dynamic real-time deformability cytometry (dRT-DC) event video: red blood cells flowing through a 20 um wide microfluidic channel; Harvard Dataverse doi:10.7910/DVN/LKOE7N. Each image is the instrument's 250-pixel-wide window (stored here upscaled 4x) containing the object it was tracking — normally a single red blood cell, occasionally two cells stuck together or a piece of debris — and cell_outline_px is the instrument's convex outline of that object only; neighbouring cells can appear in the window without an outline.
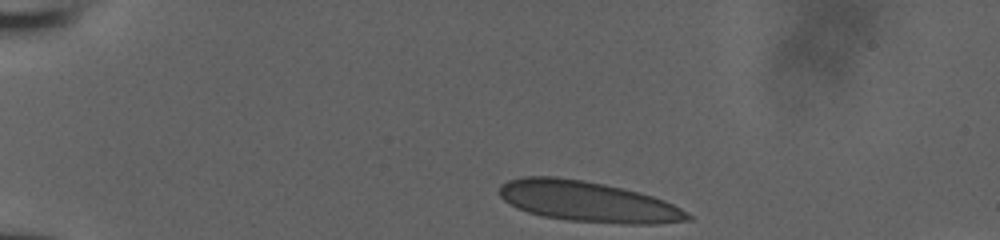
{"species": "human", "species_latin": "Homo sapiens", "temperature_condition": "room temperature", "stored_images_in_passage": 34, "camera_frame_rate_fps": 3000, "um_per_image_px": 0.085, "donor": {"sex": "male"}, "frame": {"image": 1, "passage_image": 1, "time_ms": 0.0, "image_size_px": [1000, 240], "cell_outline_px": [[692, 220], [656, 224], [624, 224], [568, 220], [544, 216], [528, 212], [516, 208], [508, 204], [500, 196], [500, 184], [508, 180], [524, 176], [556, 176], [584, 180], [604, 184], [640, 192], [664, 200], [680, 208], [692, 216]], "centroid_in_image_um": [49.95, 17.13], "position_along_channel_um": 35.0, "area_um2": 44.62}}
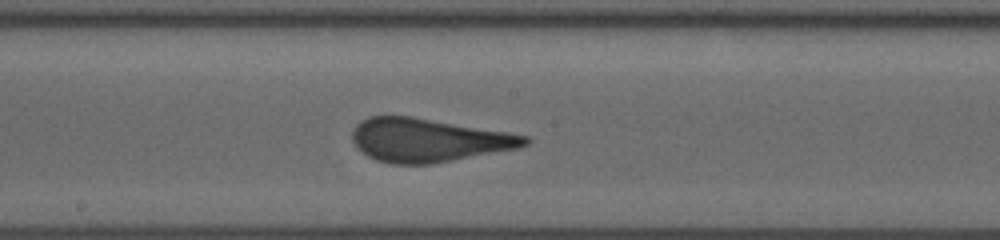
{"frame": {"image": 2, "passage_image": 19, "time_ms": 6.0, "image_size_px": [1000, 240], "cell_outline_px": [[532, 140], [528, 144], [520, 148], [432, 164], [388, 164], [376, 160], [368, 156], [352, 140], [352, 128], [360, 120], [368, 116], [412, 116], [508, 132], [528, 136]], "centroid_in_image_um": [36.42, 11.91], "position_along_channel_um": 211.8, "area_um2": 43.93}}
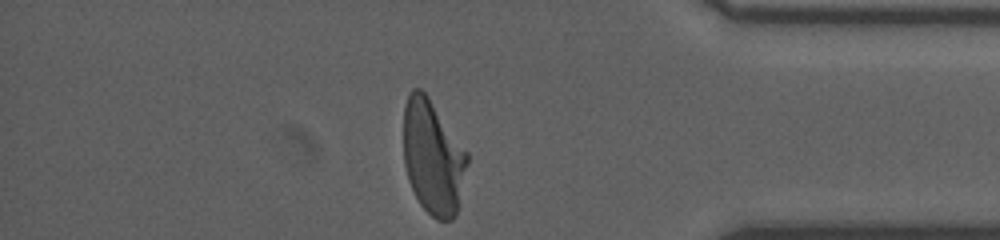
{"frame": {"image": 3, "passage_image": 34, "time_ms": 11.0, "image_size_px": [1000, 240], "cell_outline_px": [[468, 164], [456, 216], [452, 220], [436, 220], [420, 204], [408, 180], [404, 164], [404, 104], [408, 92], [412, 88], [420, 88], [428, 96], [468, 152]], "centroid_in_image_um": [36.8, 13.35], "position_along_channel_um": 398.4, "area_um2": 42.66}}